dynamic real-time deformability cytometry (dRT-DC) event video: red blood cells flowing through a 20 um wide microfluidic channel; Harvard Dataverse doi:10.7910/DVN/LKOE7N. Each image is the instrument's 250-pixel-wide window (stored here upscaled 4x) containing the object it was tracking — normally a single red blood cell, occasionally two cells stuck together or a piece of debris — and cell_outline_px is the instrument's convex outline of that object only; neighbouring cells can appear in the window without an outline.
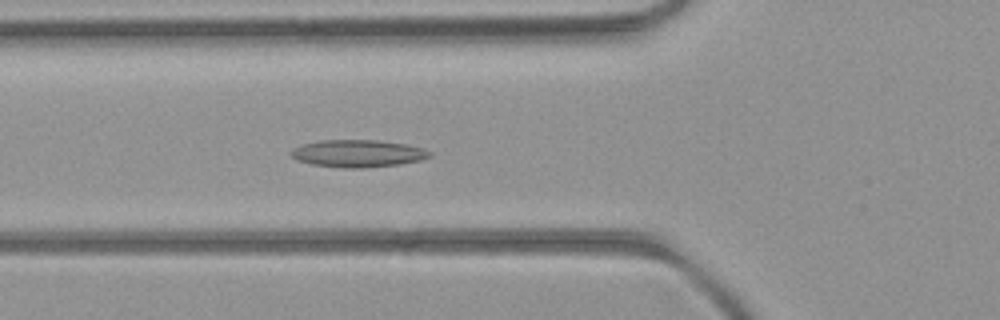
{"species": "common noctule bat (a hibernating species)", "species_latin": "Nyctalus noctula", "temperature_condition": "room temperature", "stored_images_in_passage": 47, "camera_frame_rate_fps": 3000, "um_per_image_px": 0.085, "animal": {"sex": "female", "body_mass_g": 21.9}, "frame": {"image": 1, "passage_image": 13, "time_ms": 4.0, "image_size_px": [1000, 320], "cell_outline_px": [[432, 156], [420, 160], [400, 164], [368, 168], [340, 168], [312, 164], [296, 160], [288, 152], [292, 148], [304, 144], [320, 140], [380, 140], [408, 144], [424, 148], [432, 152]], "centroid_in_image_um": [30.44, 13.04], "position_along_channel_um": 95.4, "area_um2": 22.43}}
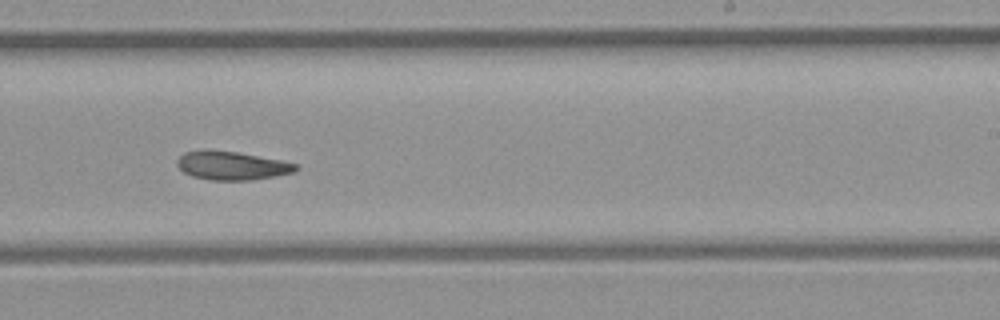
{"frame": {"image": 2, "passage_image": 26, "time_ms": 8.333, "image_size_px": [1000, 320], "cell_outline_px": [[300, 168], [296, 172], [276, 176], [252, 180], [212, 180], [192, 176], [184, 172], [176, 164], [176, 160], [184, 152], [236, 152], [280, 160], [296, 164]], "centroid_in_image_um": [19.77, 14.11], "position_along_channel_um": 269.2, "area_um2": 19.19}}
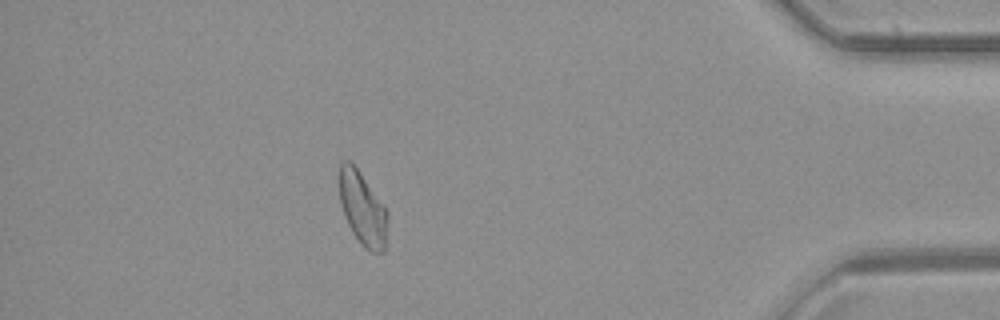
{"frame": {"image": 3, "passage_image": 40, "time_ms": 13.0, "image_size_px": [1000, 320], "cell_outline_px": [[388, 220], [384, 252], [372, 252], [364, 248], [360, 244], [352, 232], [344, 216], [340, 204], [340, 160], [348, 160], [360, 172], [388, 212]], "centroid_in_image_um": [30.82, 17.76], "position_along_channel_um": 404.4, "area_um2": 20.52}}